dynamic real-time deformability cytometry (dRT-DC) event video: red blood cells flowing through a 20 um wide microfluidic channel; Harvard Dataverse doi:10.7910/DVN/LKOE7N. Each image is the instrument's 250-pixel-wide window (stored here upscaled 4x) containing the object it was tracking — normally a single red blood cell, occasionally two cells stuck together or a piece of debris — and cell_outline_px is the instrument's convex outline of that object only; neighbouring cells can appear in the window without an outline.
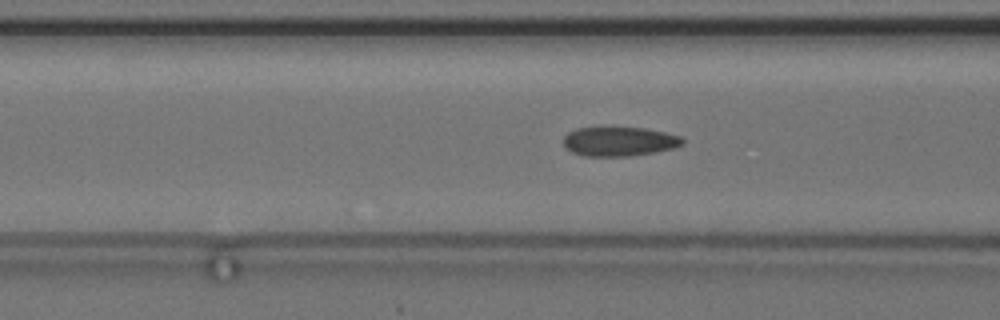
{"species": "common noctule bat (a hibernating species)", "species_latin": "Nyctalus noctula", "temperature_condition": "cold", "stored_images_in_passage": 57, "camera_frame_rate_fps": 3000, "um_per_image_px": 0.085, "animal": {"sex": "female", "body_mass_g": 24.6, "forearm_length_mm": 56.2}, "frame": {"image": 1, "passage_image": 23, "time_ms": 7.333, "image_size_px": [1000, 320], "cell_outline_px": [[684, 144], [676, 148], [656, 152], [632, 156], [584, 156], [572, 152], [564, 148], [564, 136], [568, 132], [576, 128], [644, 128], [664, 132], [680, 136], [684, 140]], "centroid_in_image_um": [52.65, 12.04], "position_along_channel_um": 114.0, "area_um2": 20.4}}
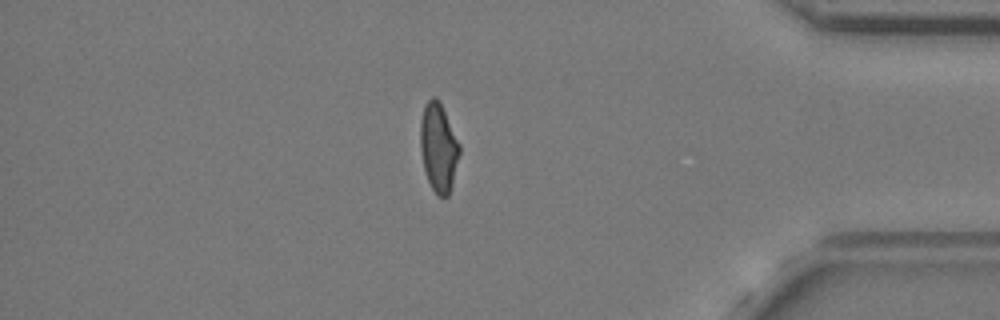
{"frame": {"image": 2, "passage_image": 49, "time_ms": 16.0, "image_size_px": [1000, 320], "cell_outline_px": [[460, 152], [452, 184], [448, 196], [436, 196], [428, 180], [424, 168], [420, 152], [420, 120], [424, 104], [432, 96], [436, 96], [440, 100], [460, 144]], "centroid_in_image_um": [37.26, 12.49], "position_along_channel_um": 397.9, "area_um2": 20.46}}
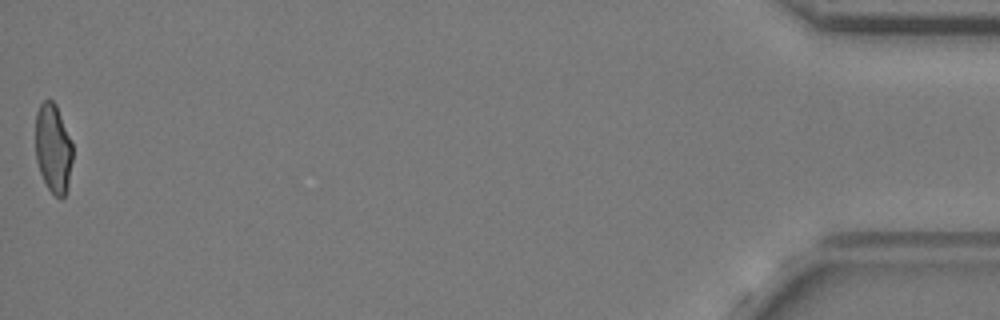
{"frame": {"image": 3, "passage_image": 57, "time_ms": 18.667, "image_size_px": [1000, 320], "cell_outline_px": [[72, 160], [68, 188], [64, 196], [60, 200], [48, 188], [40, 172], [36, 160], [36, 112], [40, 104], [44, 100], [52, 100], [56, 104], [72, 144]], "centroid_in_image_um": [4.52, 12.63], "position_along_channel_um": 430.7, "area_um2": 19.19}, "authors_computed_cell_mechanics": {"area_um2": 20.519, "velocity_mm_per_s": 3.6549, "shape_relaxation_time_tau1_ms": null, "shape_relaxation_time_tau2_ms": 1.5482, "deformation_change_tau1": null, "deformation_change_tau2": 0.0882}}